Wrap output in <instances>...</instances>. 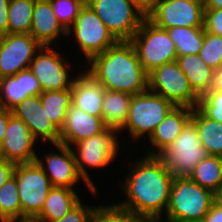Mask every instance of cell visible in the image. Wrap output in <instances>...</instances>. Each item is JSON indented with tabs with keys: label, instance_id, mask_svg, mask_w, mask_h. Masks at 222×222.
<instances>
[{
	"label": "cell",
	"instance_id": "obj_38",
	"mask_svg": "<svg viewBox=\"0 0 222 222\" xmlns=\"http://www.w3.org/2000/svg\"><path fill=\"white\" fill-rule=\"evenodd\" d=\"M15 165V163L0 157V188L13 176Z\"/></svg>",
	"mask_w": 222,
	"mask_h": 222
},
{
	"label": "cell",
	"instance_id": "obj_16",
	"mask_svg": "<svg viewBox=\"0 0 222 222\" xmlns=\"http://www.w3.org/2000/svg\"><path fill=\"white\" fill-rule=\"evenodd\" d=\"M12 114L28 126L36 140L39 137L43 142L60 143V130L47 117L40 95L25 98L12 109Z\"/></svg>",
	"mask_w": 222,
	"mask_h": 222
},
{
	"label": "cell",
	"instance_id": "obj_10",
	"mask_svg": "<svg viewBox=\"0 0 222 222\" xmlns=\"http://www.w3.org/2000/svg\"><path fill=\"white\" fill-rule=\"evenodd\" d=\"M13 176L18 187L22 218H35L52 188L50 179L36 161L16 164Z\"/></svg>",
	"mask_w": 222,
	"mask_h": 222
},
{
	"label": "cell",
	"instance_id": "obj_45",
	"mask_svg": "<svg viewBox=\"0 0 222 222\" xmlns=\"http://www.w3.org/2000/svg\"><path fill=\"white\" fill-rule=\"evenodd\" d=\"M1 222H38L36 218H21V219H8Z\"/></svg>",
	"mask_w": 222,
	"mask_h": 222
},
{
	"label": "cell",
	"instance_id": "obj_34",
	"mask_svg": "<svg viewBox=\"0 0 222 222\" xmlns=\"http://www.w3.org/2000/svg\"><path fill=\"white\" fill-rule=\"evenodd\" d=\"M199 56L212 69L222 66V36L204 31V42Z\"/></svg>",
	"mask_w": 222,
	"mask_h": 222
},
{
	"label": "cell",
	"instance_id": "obj_7",
	"mask_svg": "<svg viewBox=\"0 0 222 222\" xmlns=\"http://www.w3.org/2000/svg\"><path fill=\"white\" fill-rule=\"evenodd\" d=\"M118 41H130L146 18L133 0H86Z\"/></svg>",
	"mask_w": 222,
	"mask_h": 222
},
{
	"label": "cell",
	"instance_id": "obj_27",
	"mask_svg": "<svg viewBox=\"0 0 222 222\" xmlns=\"http://www.w3.org/2000/svg\"><path fill=\"white\" fill-rule=\"evenodd\" d=\"M189 178L216 194L222 188V157L209 155L194 167Z\"/></svg>",
	"mask_w": 222,
	"mask_h": 222
},
{
	"label": "cell",
	"instance_id": "obj_48",
	"mask_svg": "<svg viewBox=\"0 0 222 222\" xmlns=\"http://www.w3.org/2000/svg\"><path fill=\"white\" fill-rule=\"evenodd\" d=\"M192 1L197 2V3H199L202 6H205L206 3H207V0H192Z\"/></svg>",
	"mask_w": 222,
	"mask_h": 222
},
{
	"label": "cell",
	"instance_id": "obj_32",
	"mask_svg": "<svg viewBox=\"0 0 222 222\" xmlns=\"http://www.w3.org/2000/svg\"><path fill=\"white\" fill-rule=\"evenodd\" d=\"M139 217L131 210L117 203L108 206H97L89 216L88 222H135Z\"/></svg>",
	"mask_w": 222,
	"mask_h": 222
},
{
	"label": "cell",
	"instance_id": "obj_12",
	"mask_svg": "<svg viewBox=\"0 0 222 222\" xmlns=\"http://www.w3.org/2000/svg\"><path fill=\"white\" fill-rule=\"evenodd\" d=\"M42 45L29 34L0 36V78L27 70Z\"/></svg>",
	"mask_w": 222,
	"mask_h": 222
},
{
	"label": "cell",
	"instance_id": "obj_20",
	"mask_svg": "<svg viewBox=\"0 0 222 222\" xmlns=\"http://www.w3.org/2000/svg\"><path fill=\"white\" fill-rule=\"evenodd\" d=\"M105 88L87 71L73 80L71 104L87 114L102 117Z\"/></svg>",
	"mask_w": 222,
	"mask_h": 222
},
{
	"label": "cell",
	"instance_id": "obj_36",
	"mask_svg": "<svg viewBox=\"0 0 222 222\" xmlns=\"http://www.w3.org/2000/svg\"><path fill=\"white\" fill-rule=\"evenodd\" d=\"M204 31L222 36V8L204 9Z\"/></svg>",
	"mask_w": 222,
	"mask_h": 222
},
{
	"label": "cell",
	"instance_id": "obj_44",
	"mask_svg": "<svg viewBox=\"0 0 222 222\" xmlns=\"http://www.w3.org/2000/svg\"><path fill=\"white\" fill-rule=\"evenodd\" d=\"M222 8V0H207L204 9H221Z\"/></svg>",
	"mask_w": 222,
	"mask_h": 222
},
{
	"label": "cell",
	"instance_id": "obj_35",
	"mask_svg": "<svg viewBox=\"0 0 222 222\" xmlns=\"http://www.w3.org/2000/svg\"><path fill=\"white\" fill-rule=\"evenodd\" d=\"M197 108L206 117L222 123V92L210 89L199 97Z\"/></svg>",
	"mask_w": 222,
	"mask_h": 222
},
{
	"label": "cell",
	"instance_id": "obj_8",
	"mask_svg": "<svg viewBox=\"0 0 222 222\" xmlns=\"http://www.w3.org/2000/svg\"><path fill=\"white\" fill-rule=\"evenodd\" d=\"M114 128H106L101 133L74 144L78 155L74 152L77 169L84 178L90 192L96 194V186L91 180L85 165L90 168H102L109 165L118 154L119 142Z\"/></svg>",
	"mask_w": 222,
	"mask_h": 222
},
{
	"label": "cell",
	"instance_id": "obj_28",
	"mask_svg": "<svg viewBox=\"0 0 222 222\" xmlns=\"http://www.w3.org/2000/svg\"><path fill=\"white\" fill-rule=\"evenodd\" d=\"M167 33L175 43L177 56L199 54L204 42V27H173Z\"/></svg>",
	"mask_w": 222,
	"mask_h": 222
},
{
	"label": "cell",
	"instance_id": "obj_6",
	"mask_svg": "<svg viewBox=\"0 0 222 222\" xmlns=\"http://www.w3.org/2000/svg\"><path fill=\"white\" fill-rule=\"evenodd\" d=\"M174 107L173 103L150 90L132 95L128 118L121 130H129L133 139L140 140L146 135L145 133L150 138L156 127Z\"/></svg>",
	"mask_w": 222,
	"mask_h": 222
},
{
	"label": "cell",
	"instance_id": "obj_11",
	"mask_svg": "<svg viewBox=\"0 0 222 222\" xmlns=\"http://www.w3.org/2000/svg\"><path fill=\"white\" fill-rule=\"evenodd\" d=\"M72 29L78 45L88 61L118 42L87 3L69 28L68 35L72 33Z\"/></svg>",
	"mask_w": 222,
	"mask_h": 222
},
{
	"label": "cell",
	"instance_id": "obj_30",
	"mask_svg": "<svg viewBox=\"0 0 222 222\" xmlns=\"http://www.w3.org/2000/svg\"><path fill=\"white\" fill-rule=\"evenodd\" d=\"M35 0H10L8 7V33L29 34Z\"/></svg>",
	"mask_w": 222,
	"mask_h": 222
},
{
	"label": "cell",
	"instance_id": "obj_17",
	"mask_svg": "<svg viewBox=\"0 0 222 222\" xmlns=\"http://www.w3.org/2000/svg\"><path fill=\"white\" fill-rule=\"evenodd\" d=\"M60 151L57 153L45 154L47 168L38 157L36 162L42 167L45 174L50 179L52 187H65L73 189V187L84 178L80 175L75 161L74 151L71 147L63 144H54ZM49 173H48V171Z\"/></svg>",
	"mask_w": 222,
	"mask_h": 222
},
{
	"label": "cell",
	"instance_id": "obj_22",
	"mask_svg": "<svg viewBox=\"0 0 222 222\" xmlns=\"http://www.w3.org/2000/svg\"><path fill=\"white\" fill-rule=\"evenodd\" d=\"M192 108L184 106H175L164 120L156 127L153 134L150 136V143L157 148L158 152L150 150L149 156H158L166 149L178 135L181 133L184 126L190 120ZM151 152V153H150Z\"/></svg>",
	"mask_w": 222,
	"mask_h": 222
},
{
	"label": "cell",
	"instance_id": "obj_43",
	"mask_svg": "<svg viewBox=\"0 0 222 222\" xmlns=\"http://www.w3.org/2000/svg\"><path fill=\"white\" fill-rule=\"evenodd\" d=\"M211 90L222 92V66L214 71V77H213Z\"/></svg>",
	"mask_w": 222,
	"mask_h": 222
},
{
	"label": "cell",
	"instance_id": "obj_2",
	"mask_svg": "<svg viewBox=\"0 0 222 222\" xmlns=\"http://www.w3.org/2000/svg\"><path fill=\"white\" fill-rule=\"evenodd\" d=\"M87 70L104 88L131 95L148 90V73L142 67L133 44L118 41L103 53L93 56Z\"/></svg>",
	"mask_w": 222,
	"mask_h": 222
},
{
	"label": "cell",
	"instance_id": "obj_40",
	"mask_svg": "<svg viewBox=\"0 0 222 222\" xmlns=\"http://www.w3.org/2000/svg\"><path fill=\"white\" fill-rule=\"evenodd\" d=\"M201 222H222V207L214 201Z\"/></svg>",
	"mask_w": 222,
	"mask_h": 222
},
{
	"label": "cell",
	"instance_id": "obj_4",
	"mask_svg": "<svg viewBox=\"0 0 222 222\" xmlns=\"http://www.w3.org/2000/svg\"><path fill=\"white\" fill-rule=\"evenodd\" d=\"M209 153L202 146L196 125L189 120L181 133L158 157L173 178L189 177L194 167Z\"/></svg>",
	"mask_w": 222,
	"mask_h": 222
},
{
	"label": "cell",
	"instance_id": "obj_33",
	"mask_svg": "<svg viewBox=\"0 0 222 222\" xmlns=\"http://www.w3.org/2000/svg\"><path fill=\"white\" fill-rule=\"evenodd\" d=\"M56 18L68 31L86 0H49Z\"/></svg>",
	"mask_w": 222,
	"mask_h": 222
},
{
	"label": "cell",
	"instance_id": "obj_13",
	"mask_svg": "<svg viewBox=\"0 0 222 222\" xmlns=\"http://www.w3.org/2000/svg\"><path fill=\"white\" fill-rule=\"evenodd\" d=\"M146 18L158 27H203L204 6L192 0H158Z\"/></svg>",
	"mask_w": 222,
	"mask_h": 222
},
{
	"label": "cell",
	"instance_id": "obj_41",
	"mask_svg": "<svg viewBox=\"0 0 222 222\" xmlns=\"http://www.w3.org/2000/svg\"><path fill=\"white\" fill-rule=\"evenodd\" d=\"M12 115V110L0 107V153L5 137V129L9 120V117Z\"/></svg>",
	"mask_w": 222,
	"mask_h": 222
},
{
	"label": "cell",
	"instance_id": "obj_19",
	"mask_svg": "<svg viewBox=\"0 0 222 222\" xmlns=\"http://www.w3.org/2000/svg\"><path fill=\"white\" fill-rule=\"evenodd\" d=\"M39 80L30 69L0 78V107L12 110L25 98L42 93Z\"/></svg>",
	"mask_w": 222,
	"mask_h": 222
},
{
	"label": "cell",
	"instance_id": "obj_47",
	"mask_svg": "<svg viewBox=\"0 0 222 222\" xmlns=\"http://www.w3.org/2000/svg\"><path fill=\"white\" fill-rule=\"evenodd\" d=\"M215 201L222 207V188L215 194Z\"/></svg>",
	"mask_w": 222,
	"mask_h": 222
},
{
	"label": "cell",
	"instance_id": "obj_5",
	"mask_svg": "<svg viewBox=\"0 0 222 222\" xmlns=\"http://www.w3.org/2000/svg\"><path fill=\"white\" fill-rule=\"evenodd\" d=\"M130 42L147 73L177 58L175 43L167 30L156 26L147 18L144 19Z\"/></svg>",
	"mask_w": 222,
	"mask_h": 222
},
{
	"label": "cell",
	"instance_id": "obj_3",
	"mask_svg": "<svg viewBox=\"0 0 222 222\" xmlns=\"http://www.w3.org/2000/svg\"><path fill=\"white\" fill-rule=\"evenodd\" d=\"M215 201V194L189 177L174 178L166 222H201Z\"/></svg>",
	"mask_w": 222,
	"mask_h": 222
},
{
	"label": "cell",
	"instance_id": "obj_37",
	"mask_svg": "<svg viewBox=\"0 0 222 222\" xmlns=\"http://www.w3.org/2000/svg\"><path fill=\"white\" fill-rule=\"evenodd\" d=\"M94 208L95 206L88 207L83 205L80 201L61 219L53 222H88L89 216Z\"/></svg>",
	"mask_w": 222,
	"mask_h": 222
},
{
	"label": "cell",
	"instance_id": "obj_29",
	"mask_svg": "<svg viewBox=\"0 0 222 222\" xmlns=\"http://www.w3.org/2000/svg\"><path fill=\"white\" fill-rule=\"evenodd\" d=\"M40 100L47 117L60 130L65 120L66 111L71 105V88L42 92Z\"/></svg>",
	"mask_w": 222,
	"mask_h": 222
},
{
	"label": "cell",
	"instance_id": "obj_21",
	"mask_svg": "<svg viewBox=\"0 0 222 222\" xmlns=\"http://www.w3.org/2000/svg\"><path fill=\"white\" fill-rule=\"evenodd\" d=\"M30 34L42 45L55 44L60 34L68 35L53 12L49 0H35Z\"/></svg>",
	"mask_w": 222,
	"mask_h": 222
},
{
	"label": "cell",
	"instance_id": "obj_23",
	"mask_svg": "<svg viewBox=\"0 0 222 222\" xmlns=\"http://www.w3.org/2000/svg\"><path fill=\"white\" fill-rule=\"evenodd\" d=\"M80 201L74 189L52 187L44 201L41 212L35 218L38 222L59 220Z\"/></svg>",
	"mask_w": 222,
	"mask_h": 222
},
{
	"label": "cell",
	"instance_id": "obj_26",
	"mask_svg": "<svg viewBox=\"0 0 222 222\" xmlns=\"http://www.w3.org/2000/svg\"><path fill=\"white\" fill-rule=\"evenodd\" d=\"M190 120L196 125L202 146L209 155L222 157V123L206 117L197 107Z\"/></svg>",
	"mask_w": 222,
	"mask_h": 222
},
{
	"label": "cell",
	"instance_id": "obj_1",
	"mask_svg": "<svg viewBox=\"0 0 222 222\" xmlns=\"http://www.w3.org/2000/svg\"><path fill=\"white\" fill-rule=\"evenodd\" d=\"M134 164L122 183L128 199L117 204L138 217L161 218L169 204L174 178L158 156L147 155Z\"/></svg>",
	"mask_w": 222,
	"mask_h": 222
},
{
	"label": "cell",
	"instance_id": "obj_9",
	"mask_svg": "<svg viewBox=\"0 0 222 222\" xmlns=\"http://www.w3.org/2000/svg\"><path fill=\"white\" fill-rule=\"evenodd\" d=\"M148 90L163 96L175 106L196 108L199 95L175 61L154 68L148 73Z\"/></svg>",
	"mask_w": 222,
	"mask_h": 222
},
{
	"label": "cell",
	"instance_id": "obj_39",
	"mask_svg": "<svg viewBox=\"0 0 222 222\" xmlns=\"http://www.w3.org/2000/svg\"><path fill=\"white\" fill-rule=\"evenodd\" d=\"M10 0H0V36L8 34V7Z\"/></svg>",
	"mask_w": 222,
	"mask_h": 222
},
{
	"label": "cell",
	"instance_id": "obj_18",
	"mask_svg": "<svg viewBox=\"0 0 222 222\" xmlns=\"http://www.w3.org/2000/svg\"><path fill=\"white\" fill-rule=\"evenodd\" d=\"M106 128L102 117L87 114L71 104L60 129V144L71 147L72 144L97 135Z\"/></svg>",
	"mask_w": 222,
	"mask_h": 222
},
{
	"label": "cell",
	"instance_id": "obj_24",
	"mask_svg": "<svg viewBox=\"0 0 222 222\" xmlns=\"http://www.w3.org/2000/svg\"><path fill=\"white\" fill-rule=\"evenodd\" d=\"M176 62L199 96L211 89L215 70L210 68L199 54L177 56Z\"/></svg>",
	"mask_w": 222,
	"mask_h": 222
},
{
	"label": "cell",
	"instance_id": "obj_14",
	"mask_svg": "<svg viewBox=\"0 0 222 222\" xmlns=\"http://www.w3.org/2000/svg\"><path fill=\"white\" fill-rule=\"evenodd\" d=\"M42 46L30 64V71L39 80L43 92L52 90H65L72 87L74 79H68V63L59 52Z\"/></svg>",
	"mask_w": 222,
	"mask_h": 222
},
{
	"label": "cell",
	"instance_id": "obj_46",
	"mask_svg": "<svg viewBox=\"0 0 222 222\" xmlns=\"http://www.w3.org/2000/svg\"><path fill=\"white\" fill-rule=\"evenodd\" d=\"M161 218H146V217H139L135 222H165L161 221Z\"/></svg>",
	"mask_w": 222,
	"mask_h": 222
},
{
	"label": "cell",
	"instance_id": "obj_31",
	"mask_svg": "<svg viewBox=\"0 0 222 222\" xmlns=\"http://www.w3.org/2000/svg\"><path fill=\"white\" fill-rule=\"evenodd\" d=\"M22 209L14 176L0 188V221L21 219Z\"/></svg>",
	"mask_w": 222,
	"mask_h": 222
},
{
	"label": "cell",
	"instance_id": "obj_42",
	"mask_svg": "<svg viewBox=\"0 0 222 222\" xmlns=\"http://www.w3.org/2000/svg\"><path fill=\"white\" fill-rule=\"evenodd\" d=\"M134 4L143 12L145 16L154 8L158 0H133Z\"/></svg>",
	"mask_w": 222,
	"mask_h": 222
},
{
	"label": "cell",
	"instance_id": "obj_25",
	"mask_svg": "<svg viewBox=\"0 0 222 222\" xmlns=\"http://www.w3.org/2000/svg\"><path fill=\"white\" fill-rule=\"evenodd\" d=\"M132 95L119 91H104L102 118L105 126L120 131L128 118Z\"/></svg>",
	"mask_w": 222,
	"mask_h": 222
},
{
	"label": "cell",
	"instance_id": "obj_15",
	"mask_svg": "<svg viewBox=\"0 0 222 222\" xmlns=\"http://www.w3.org/2000/svg\"><path fill=\"white\" fill-rule=\"evenodd\" d=\"M35 142L28 126L12 114L5 129L0 157L15 164L34 162L39 157L33 148Z\"/></svg>",
	"mask_w": 222,
	"mask_h": 222
}]
</instances>
